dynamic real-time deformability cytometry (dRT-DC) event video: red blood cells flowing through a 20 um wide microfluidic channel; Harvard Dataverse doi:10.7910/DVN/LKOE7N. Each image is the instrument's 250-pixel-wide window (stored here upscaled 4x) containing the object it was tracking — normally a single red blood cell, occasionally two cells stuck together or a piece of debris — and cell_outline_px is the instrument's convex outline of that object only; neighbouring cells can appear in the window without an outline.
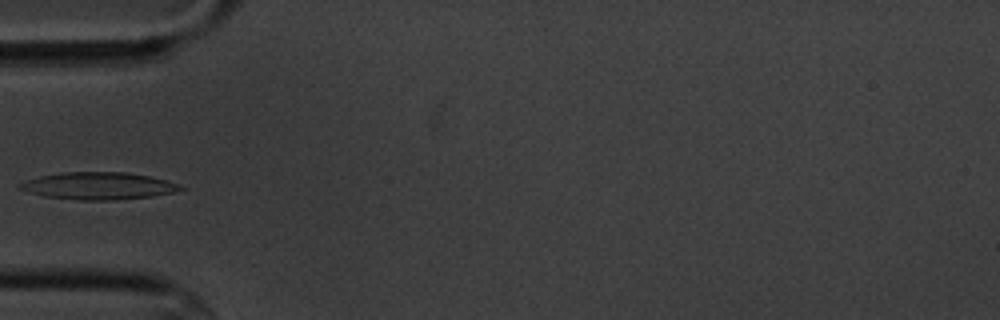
{"species": "common noctule bat (a hibernating species)", "species_latin": "Nyctalus noctula", "temperature_condition": "cold", "stored_images_in_passage": 15, "camera_frame_rate_fps": 3000, "um_per_image_px": 0.085, "animal": {"sex": "male", "body_mass_g": 20.1, "forearm_length_mm": 53.5}, "frame": {"image": 1, "passage_image": 5, "time_ms": 4.667, "image_size_px": [1000, 320], "cell_outline_px": [[184, 188], [172, 192], [148, 196], [116, 200], [80, 200], [44, 196], [28, 192], [20, 188], [20, 184], [28, 180], [40, 176], [64, 172], [124, 172], [148, 176], [180, 184]], "centroid_in_image_um": [8.35, 15.8], "position_along_channel_um": 76.7, "area_um2": 24.97}}
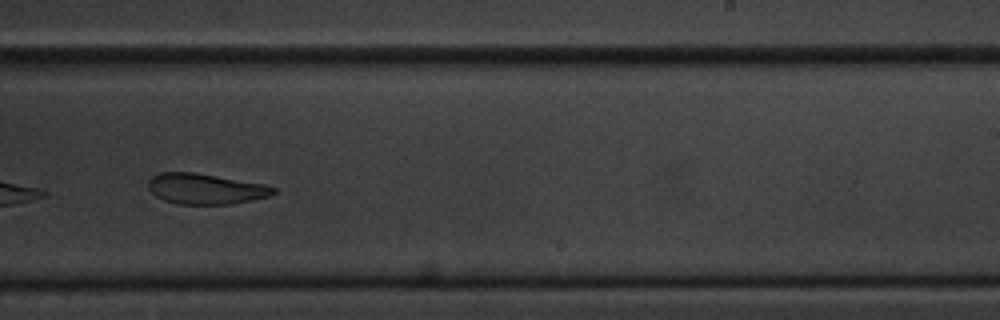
{"frame": {"image": 2, "passage_image": 10, "time_ms": 10.333, "image_size_px": [1000, 320], "cell_outline_px": [[276, 192], [268, 196], [228, 204], [176, 204], [164, 200], [156, 196], [148, 188], [148, 180], [152, 176], [160, 172], [196, 172], [264, 184], [276, 188]], "centroid_in_image_um": [17.42, 16.04], "position_along_channel_um": 271.6, "area_um2": 22.2}}
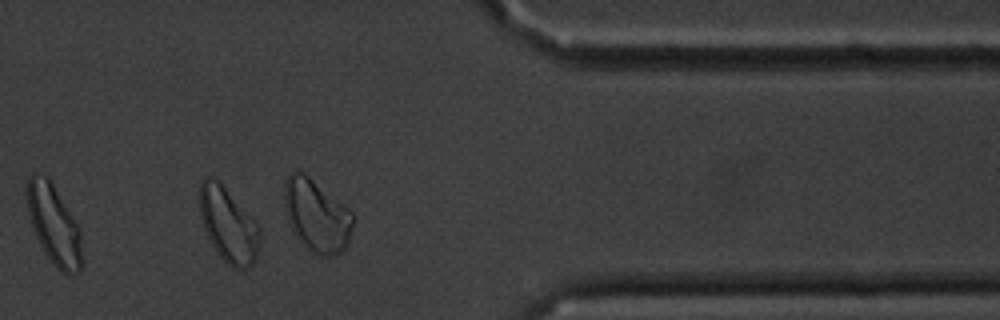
{"frame": {"image": 3, "passage_image": 13, "time_ms": 14.0, "image_size_px": [1000, 320], "cell_outline_px": [[260, 244], [256, 260], [248, 268], [232, 268], [216, 252], [204, 228], [200, 216], [200, 180], [204, 176], [208, 176], [220, 180], [252, 216], [260, 228]], "centroid_in_image_um": [19.42, 19.08], "position_along_channel_um": 392.0, "area_um2": 26.53}, "authors_computed_cell_mechanics": {"area_um2": 24.9696, "velocity_mm_per_s": 3.4347, "shape_relaxation_time_tau1_ms": 7.2745, "shape_relaxation_time_tau2_ms": 4.0406, "deformation_change_tau1": 0.1613, "deformation_change_tau2": 0.1107}}